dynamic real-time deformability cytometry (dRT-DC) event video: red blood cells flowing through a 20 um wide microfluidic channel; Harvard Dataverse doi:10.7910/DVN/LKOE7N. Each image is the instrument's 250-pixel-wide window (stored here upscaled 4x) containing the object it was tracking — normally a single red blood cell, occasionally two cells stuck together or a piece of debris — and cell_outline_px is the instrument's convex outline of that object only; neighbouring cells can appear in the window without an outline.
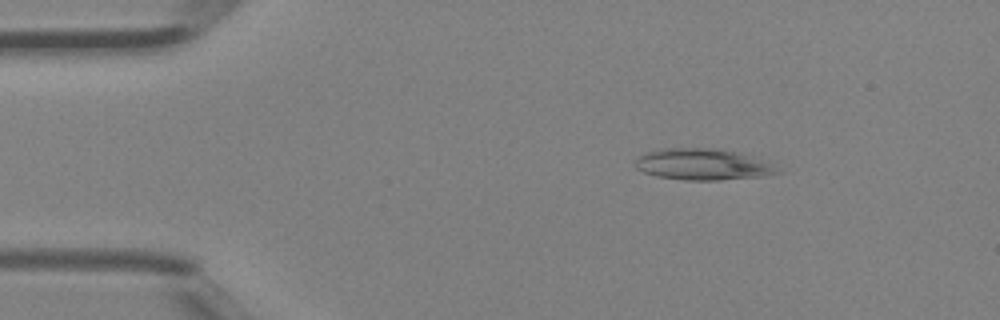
{"species": "Egyptian fruit bat (a non-hibernating species)", "species_latin": "Rousettus aegyptiacus", "temperature_condition": "room temperature", "stored_images_in_passage": 4, "camera_frame_rate_fps": 3000, "um_per_image_px": 0.085, "animal": {"sex": "female"}, "frame": {"image": 1, "passage_image": 2, "time_ms": 0.333, "image_size_px": [1000, 320], "cell_outline_px": [[784, 172], [764, 176], [720, 180], [684, 180], [656, 176], [644, 172], [636, 168], [636, 160], [644, 152], [664, 148], [712, 148], [736, 152], [752, 156], [772, 164]], "centroid_in_image_um": [59.75, 13.98], "position_along_channel_um": 25.2, "area_um2": 25.95}}
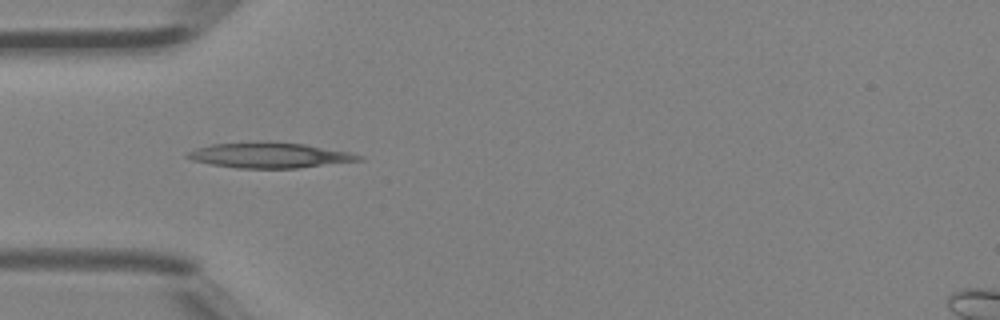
{"frame": {"image": 2, "passage_image": 4, "time_ms": 1.0, "image_size_px": [1000, 320], "cell_outline_px": [[364, 160], [296, 168], [236, 168], [212, 164], [192, 160], [184, 156], [188, 152], [196, 148], [212, 144], [304, 144], [348, 152], [364, 156]], "centroid_in_image_um": [22.94, 13.24], "position_along_channel_um": 62.1, "area_um2": 24.16}}